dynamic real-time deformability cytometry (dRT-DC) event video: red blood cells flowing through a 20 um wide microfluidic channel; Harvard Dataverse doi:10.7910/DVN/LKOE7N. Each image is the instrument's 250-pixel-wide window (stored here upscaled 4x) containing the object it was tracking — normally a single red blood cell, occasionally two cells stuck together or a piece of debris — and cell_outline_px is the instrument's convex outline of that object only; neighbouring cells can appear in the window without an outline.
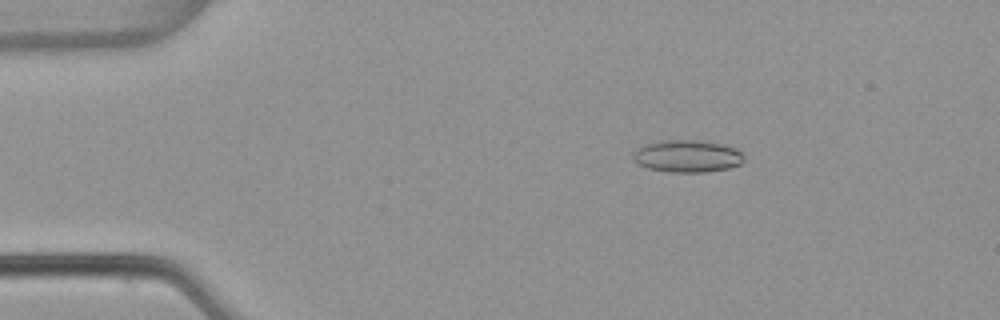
{"species": "common noctule bat (a hibernating species)", "species_latin": "Nyctalus noctula", "temperature_condition": "warm", "stored_images_in_passage": 5, "camera_frame_rate_fps": 3000, "um_per_image_px": 0.085, "animal": {"sex": "female", "body_mass_g": 22.7, "forearm_length_mm": 54.2}, "frame": {"image": 1, "passage_image": 3, "time_ms": 0.667, "image_size_px": [1000, 320], "cell_outline_px": [[744, 160], [740, 164], [728, 168], [704, 172], [668, 172], [648, 168], [640, 164], [632, 156], [636, 148], [644, 144], [660, 140], [700, 140], [724, 144], [736, 148], [744, 156]], "centroid_in_image_um": [58.43, 13.26], "position_along_channel_um": 26.6, "area_um2": 20.92}}